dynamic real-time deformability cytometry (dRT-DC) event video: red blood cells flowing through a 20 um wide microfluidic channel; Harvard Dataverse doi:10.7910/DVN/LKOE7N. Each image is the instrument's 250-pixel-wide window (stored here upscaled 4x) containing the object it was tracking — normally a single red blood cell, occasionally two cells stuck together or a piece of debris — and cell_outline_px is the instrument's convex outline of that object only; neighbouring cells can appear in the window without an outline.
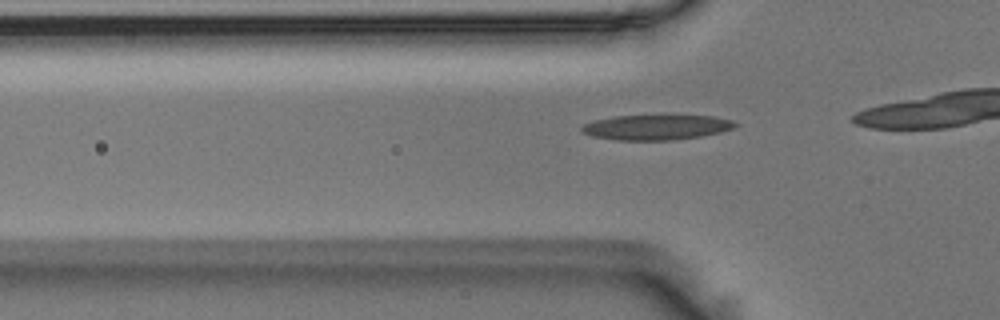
{"species": "Egyptian fruit bat (a non-hibernating species)", "species_latin": "Rousettus aegyptiacus", "temperature_condition": "room temperature", "stored_images_in_passage": 18, "camera_frame_rate_fps": 3000, "um_per_image_px": 0.085, "animal": {"sex": "male"}, "frame": {"image": 1, "passage_image": 13, "time_ms": 4.0, "image_size_px": [1000, 320], "cell_outline_px": [[740, 124], [732, 128], [720, 132], [700, 136], [672, 140], [616, 140], [592, 136], [580, 132], [580, 128], [584, 124], [592, 120], [616, 116], [664, 112], [668, 112], [712, 116], [732, 120]], "centroid_in_image_um": [55.79, 10.76], "position_along_channel_um": 70.0, "area_um2": 23.76}}
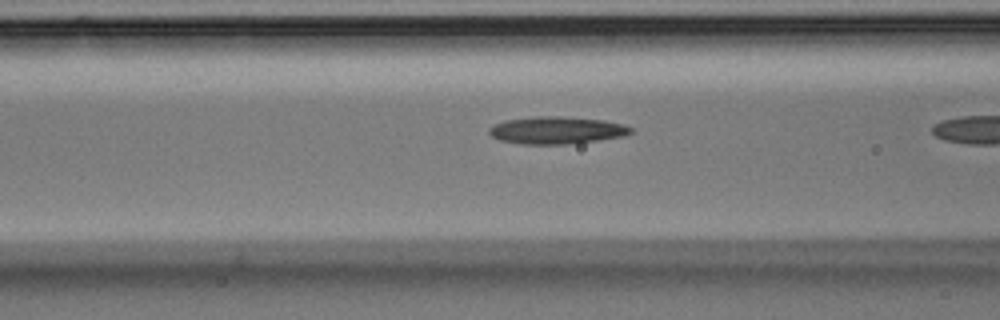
{"frame": {"image": 2, "passage_image": 17, "time_ms": 5.333, "image_size_px": [1000, 320], "cell_outline_px": [[632, 132], [624, 136], [568, 144], [520, 144], [500, 140], [492, 136], [488, 132], [488, 128], [504, 120], [536, 116], [564, 116], [604, 120], [624, 124], [632, 128]], "centroid_in_image_um": [47.31, 11.06], "position_along_channel_um": 119.3, "area_um2": 22.6}}